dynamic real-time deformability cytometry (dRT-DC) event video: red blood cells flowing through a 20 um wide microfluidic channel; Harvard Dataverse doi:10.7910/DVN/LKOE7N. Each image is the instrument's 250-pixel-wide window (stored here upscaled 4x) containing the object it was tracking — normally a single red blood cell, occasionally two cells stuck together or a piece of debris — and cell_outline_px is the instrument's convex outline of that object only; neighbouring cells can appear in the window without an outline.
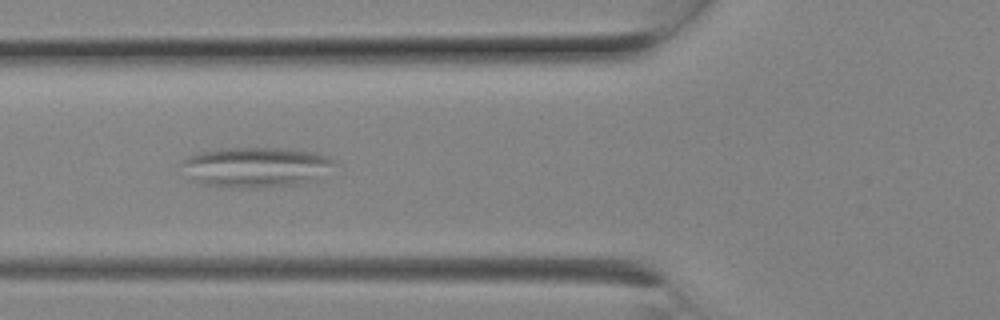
{"species": "Egyptian fruit bat (a non-hibernating species)", "species_latin": "Rousettus aegyptiacus", "temperature_condition": "room temperature", "stored_images_in_passage": 10, "camera_frame_rate_fps": 3000, "um_per_image_px": 0.085, "animal": {"sex": "female"}, "frame": {"image": 1, "passage_image": 9, "time_ms": 2.667, "image_size_px": [1000, 320], "cell_outline_px": [[340, 164], [308, 180], [296, 184], [240, 188], [204, 184], [188, 180], [176, 164], [180, 160], [188, 156], [200, 152], [220, 148], [284, 148], [316, 152], [328, 156], [336, 160]], "centroid_in_image_um": [21.63, 14.18], "position_along_channel_um": 104.2, "area_um2": 36.01}}